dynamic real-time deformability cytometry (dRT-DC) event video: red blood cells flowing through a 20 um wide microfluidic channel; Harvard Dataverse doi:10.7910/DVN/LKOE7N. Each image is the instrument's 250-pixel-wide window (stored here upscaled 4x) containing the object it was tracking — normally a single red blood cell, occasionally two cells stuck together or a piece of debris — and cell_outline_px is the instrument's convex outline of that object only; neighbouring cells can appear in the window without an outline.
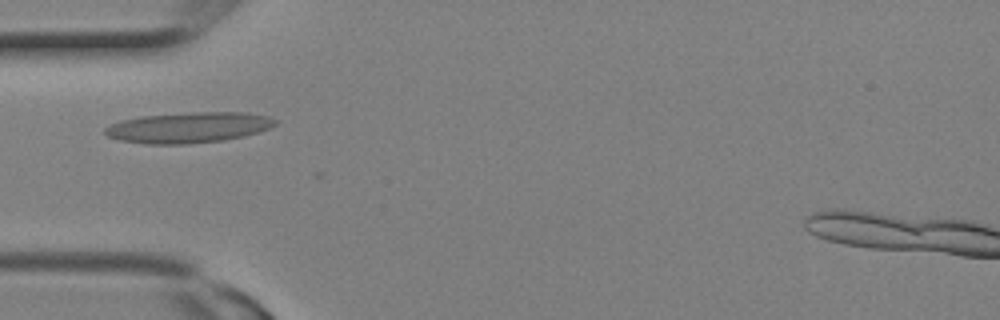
{"species": "Egyptian fruit bat (a non-hibernating species)", "species_latin": "Rousettus aegyptiacus", "temperature_condition": "room temperature", "stored_images_in_passage": 4, "segment_of_instrument_passage": [1, 2], "camera_frame_rate_fps": 3000, "um_per_image_px": 0.085, "animal": {"sex": "female"}, "frame": {"image": 1, "passage_image": 3, "time_ms": 0.667, "image_size_px": [1000, 320], "cell_outline_px": [[276, 124], [268, 128], [244, 136], [220, 140], [188, 144], [148, 144], [120, 140], [108, 136], [104, 132], [104, 128], [120, 120], [140, 116], [188, 112], [248, 112], [268, 116], [276, 120]], "centroid_in_image_um": [16.0, 10.82], "position_along_channel_um": 69.0, "area_um2": 30.35}}